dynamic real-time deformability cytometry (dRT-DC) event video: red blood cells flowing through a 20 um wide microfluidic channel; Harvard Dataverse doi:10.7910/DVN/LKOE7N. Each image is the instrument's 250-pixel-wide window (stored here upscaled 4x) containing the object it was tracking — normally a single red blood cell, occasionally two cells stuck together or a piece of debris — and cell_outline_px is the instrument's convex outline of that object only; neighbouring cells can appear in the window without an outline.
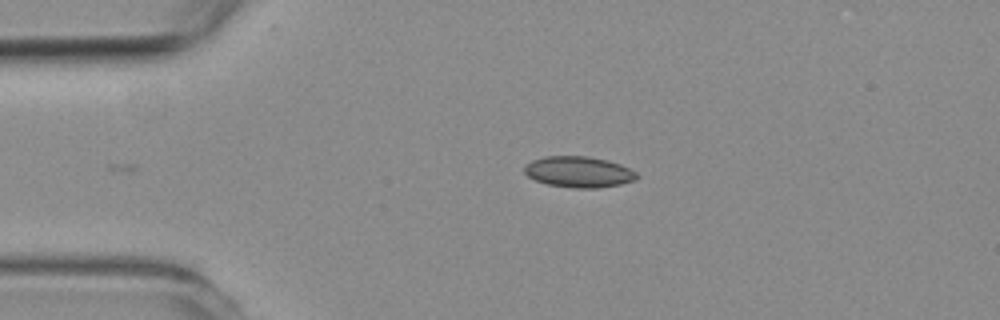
{"species": "common noctule bat (a hibernating species)", "species_latin": "Nyctalus noctula", "temperature_condition": "room temperature", "stored_images_in_passage": 43, "camera_frame_rate_fps": 3000, "um_per_image_px": 0.085, "animal": {"sex": "female", "body_mass_g": 19.3, "forearm_length_mm": 54.1}, "frame": {"image": 1, "passage_image": 1, "time_ms": 0.0, "image_size_px": [1000, 320], "cell_outline_px": [[640, 176], [636, 180], [620, 184], [600, 188], [572, 188], [548, 184], [536, 180], [528, 176], [524, 172], [524, 164], [532, 160], [544, 156], [588, 156], [608, 160], [620, 164], [636, 172]], "centroid_in_image_um": [49.2, 14.61], "position_along_channel_um": 35.8, "area_um2": 20.46}}
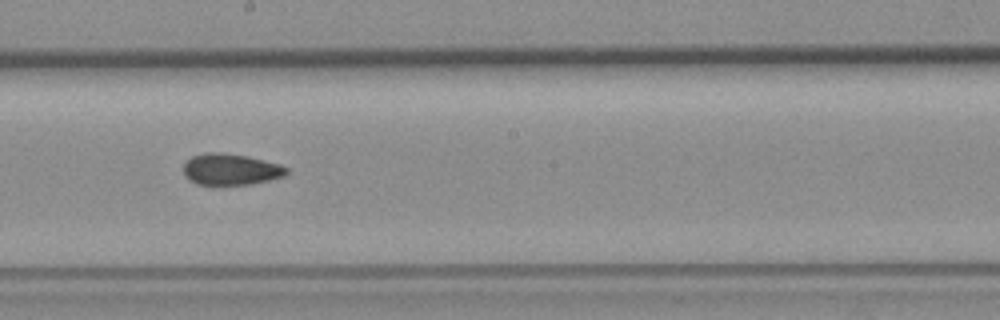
{"frame": {"image": 2, "passage_image": 20, "time_ms": 6.333, "image_size_px": [1000, 320], "cell_outline_px": [[288, 172], [284, 176], [252, 184], [196, 184], [188, 180], [184, 176], [184, 164], [192, 156], [204, 152], [224, 152], [248, 156], [280, 164], [288, 168]], "centroid_in_image_um": [19.6, 14.38], "position_along_channel_um": 228.6, "area_um2": 18.9}}
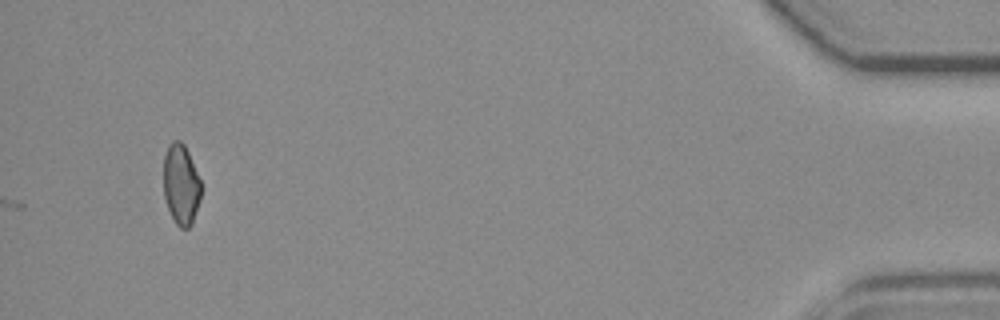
{"frame": {"image": 3, "passage_image": 43, "time_ms": 14.0, "image_size_px": [1000, 320], "cell_outline_px": [[200, 200], [192, 224], [188, 228], [180, 228], [176, 224], [168, 208], [164, 196], [164, 156], [168, 144], [172, 140], [180, 140], [184, 144], [188, 152], [200, 180]], "centroid_in_image_um": [15.38, 15.67], "position_along_channel_um": 419.8, "area_um2": 17.51}, "authors_computed_cell_mechanics": {"area_um2": 18.9006, "velocity_mm_per_s": 3.5743, "shape_relaxation_time_tau1_ms": null, "shape_relaxation_time_tau2_ms": 2.7235, "deformation_change_tau1": null, "deformation_change_tau2": 0.0775}}